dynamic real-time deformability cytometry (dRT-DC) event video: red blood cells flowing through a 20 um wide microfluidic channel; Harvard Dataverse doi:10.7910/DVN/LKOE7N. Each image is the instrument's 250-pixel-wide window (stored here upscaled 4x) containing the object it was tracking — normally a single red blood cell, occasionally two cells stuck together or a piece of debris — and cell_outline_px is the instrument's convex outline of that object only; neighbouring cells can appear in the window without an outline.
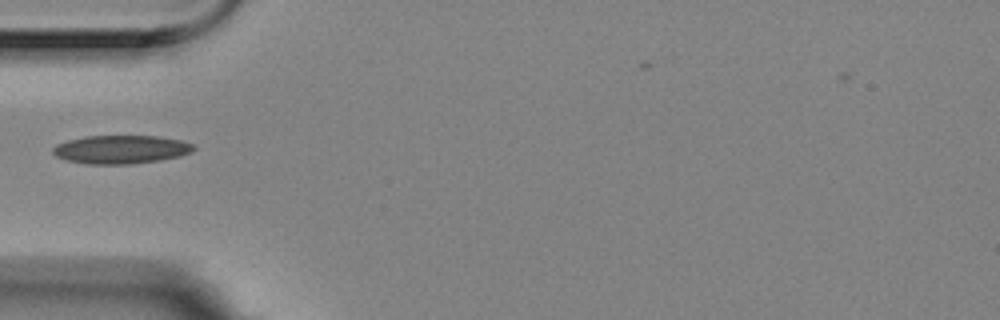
{"species": "Egyptian fruit bat (a non-hibernating species)", "species_latin": "Rousettus aegyptiacus", "temperature_condition": "room temperature", "stored_images_in_passage": 6, "camera_frame_rate_fps": 3000, "um_per_image_px": 0.085, "animal": {"sex": "female"}, "frame": {"image": 1, "passage_image": 5, "time_ms": 1.333, "image_size_px": [1000, 320], "cell_outline_px": [[196, 148], [180, 156], [160, 160], [132, 164], [88, 164], [68, 160], [56, 156], [52, 152], [52, 148], [56, 144], [68, 140], [84, 136], [160, 136], [180, 140], [192, 144]], "centroid_in_image_um": [10.26, 12.7], "position_along_channel_um": 74.7, "area_um2": 23.24}}
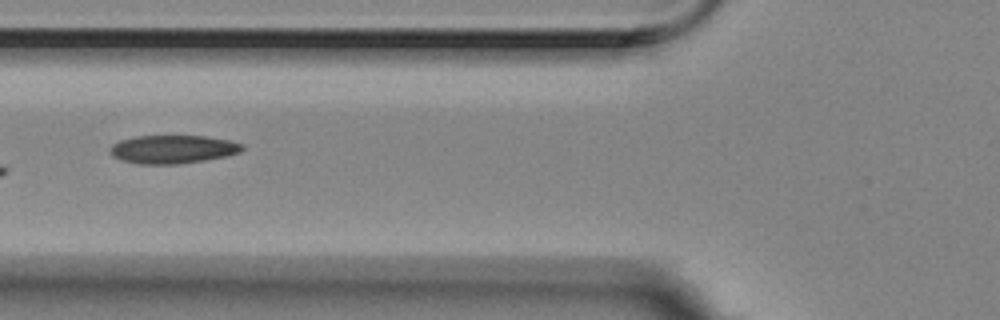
{"frame": {"image": 2, "passage_image": 6, "time_ms": 1.667, "image_size_px": [1000, 320], "cell_outline_px": [[244, 148], [240, 152], [228, 156], [204, 160], [176, 164], [140, 164], [120, 160], [112, 156], [108, 148], [112, 144], [120, 140], [136, 136], [204, 136], [232, 140], [244, 144]], "centroid_in_image_um": [14.69, 12.68], "position_along_channel_um": 111.1, "area_um2": 22.02}}